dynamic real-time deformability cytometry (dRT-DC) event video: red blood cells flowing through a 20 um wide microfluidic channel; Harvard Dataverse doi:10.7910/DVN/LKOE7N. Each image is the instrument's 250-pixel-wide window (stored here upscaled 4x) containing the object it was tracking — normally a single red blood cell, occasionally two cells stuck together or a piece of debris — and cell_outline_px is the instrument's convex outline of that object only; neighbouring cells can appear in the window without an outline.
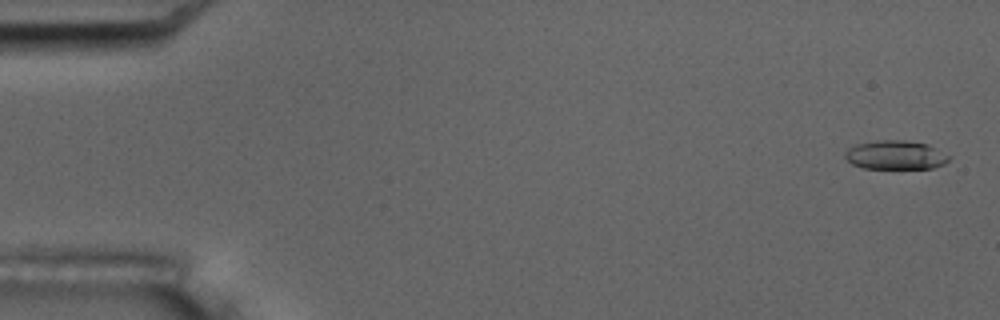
{"species": "common noctule bat (a hibernating species)", "species_latin": "Nyctalus noctula", "temperature_condition": "room temperature", "stored_images_in_passage": 6, "camera_frame_rate_fps": 3000, "um_per_image_px": 0.085, "animal": {"sex": "male", "body_mass_g": 17.5, "forearm_length_mm": 52.3}, "frame": {"image": 1, "passage_image": 1, "time_ms": 0.0, "image_size_px": [1000, 320], "cell_outline_px": [[952, 156], [944, 164], [932, 168], [864, 168], [852, 164], [844, 156], [844, 152], [848, 148], [856, 144], [876, 140], [904, 140], [928, 144]], "centroid_in_image_um": [76.12, 13.17], "position_along_channel_um": 8.9, "area_um2": 17.57}}
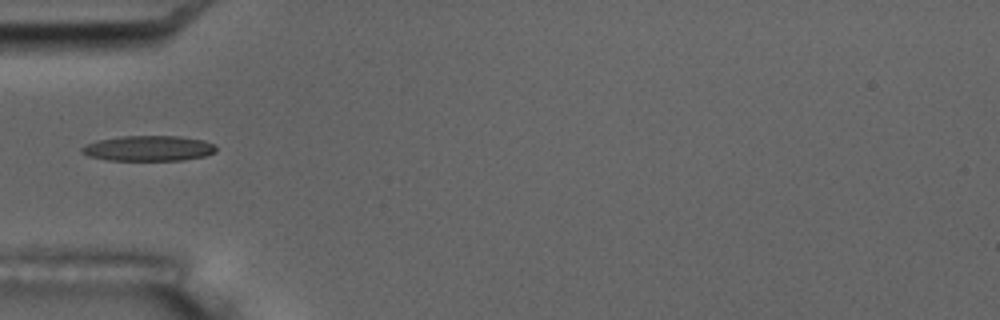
{"frame": {"image": 2, "passage_image": 6, "time_ms": 5.667, "image_size_px": [1000, 320], "cell_outline_px": [[216, 152], [204, 156], [184, 160], [108, 160], [88, 156], [80, 152], [80, 148], [84, 144], [96, 140], [120, 136], [180, 136], [204, 140], [212, 144], [216, 148]], "centroid_in_image_um": [12.58, 12.6], "position_along_channel_um": 72.4, "area_um2": 20.0}}